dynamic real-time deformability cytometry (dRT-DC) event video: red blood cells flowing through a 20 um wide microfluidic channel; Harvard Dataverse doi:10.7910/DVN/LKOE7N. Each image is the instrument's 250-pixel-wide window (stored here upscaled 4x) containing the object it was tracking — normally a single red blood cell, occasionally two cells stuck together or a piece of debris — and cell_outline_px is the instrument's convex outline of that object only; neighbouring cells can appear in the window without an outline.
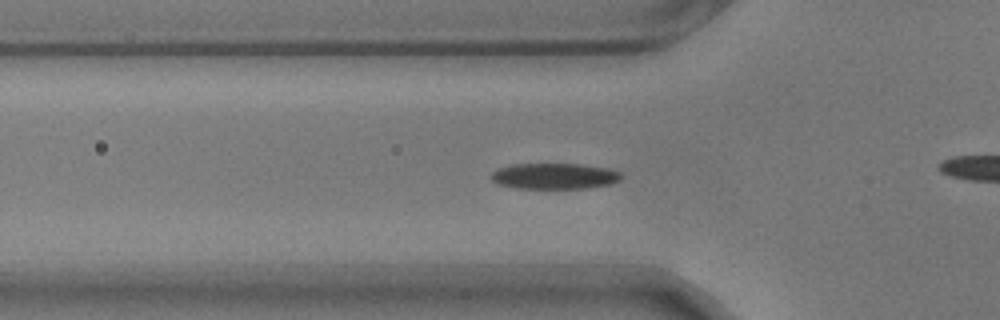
{"species": "common noctule bat (a hibernating species)", "species_latin": "Nyctalus noctula", "temperature_condition": "warm", "stored_images_in_passage": 57, "camera_frame_rate_fps": 3000, "um_per_image_px": 0.085, "animal": {"sex": "male", "body_mass_g": 17.9}, "frame": {"image": 1, "passage_image": 18, "time_ms": 5.667, "image_size_px": [1000, 320], "cell_outline_px": [[620, 180], [612, 184], [588, 188], [516, 188], [500, 184], [492, 180], [492, 172], [500, 168], [512, 164], [580, 164], [604, 168], [620, 172]], "centroid_in_image_um": [47.14, 14.97], "position_along_channel_um": 78.7, "area_um2": 19.36}}
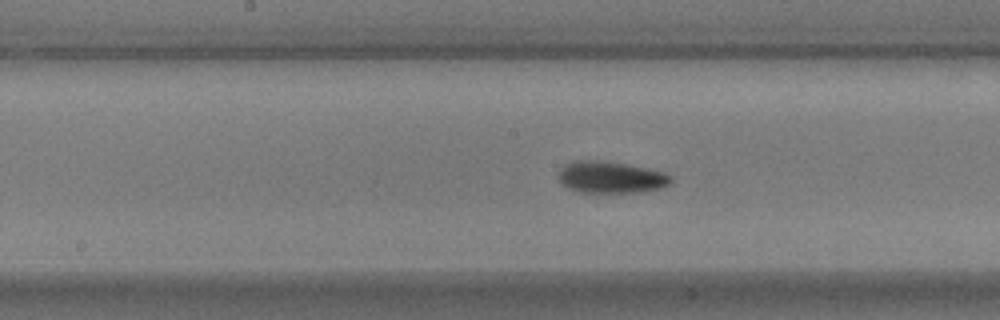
{"frame": {"image": 2, "passage_image": 28, "time_ms": 9.0, "image_size_px": [1000, 320], "cell_outline_px": [[672, 180], [668, 184], [660, 188], [644, 192], [580, 192], [568, 188], [560, 180], [560, 168], [564, 164], [576, 160], [604, 160], [664, 172], [672, 176]], "centroid_in_image_um": [51.92, 15.06], "position_along_channel_um": 196.3, "area_um2": 20.63}}
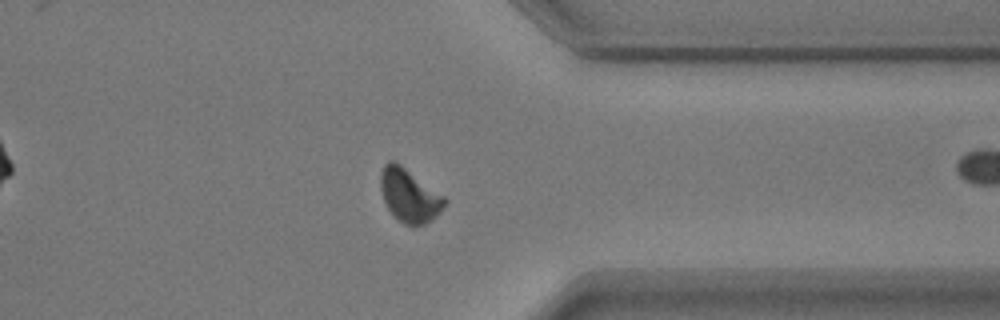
{"frame": {"image": 3, "passage_image": 44, "time_ms": 14.333, "image_size_px": [1000, 320], "cell_outline_px": [[448, 204], [432, 220], [416, 228], [412, 228], [404, 224], [392, 216], [384, 200], [380, 188], [380, 172], [384, 164], [388, 160], [396, 160], [444, 196], [448, 200]], "centroid_in_image_um": [34.8, 16.63], "position_along_channel_um": 376.6, "area_um2": 20.52}, "authors_computed_cell_mechanics": {"area_um2": 19.4786, "velocity_mm_per_s": 3.5091, "shape_relaxation_time_tau1_ms": 2.3694, "shape_relaxation_time_tau2_ms": 4.1835, "deformation_change_tau1": 0.1232, "deformation_change_tau2": 0.09}}